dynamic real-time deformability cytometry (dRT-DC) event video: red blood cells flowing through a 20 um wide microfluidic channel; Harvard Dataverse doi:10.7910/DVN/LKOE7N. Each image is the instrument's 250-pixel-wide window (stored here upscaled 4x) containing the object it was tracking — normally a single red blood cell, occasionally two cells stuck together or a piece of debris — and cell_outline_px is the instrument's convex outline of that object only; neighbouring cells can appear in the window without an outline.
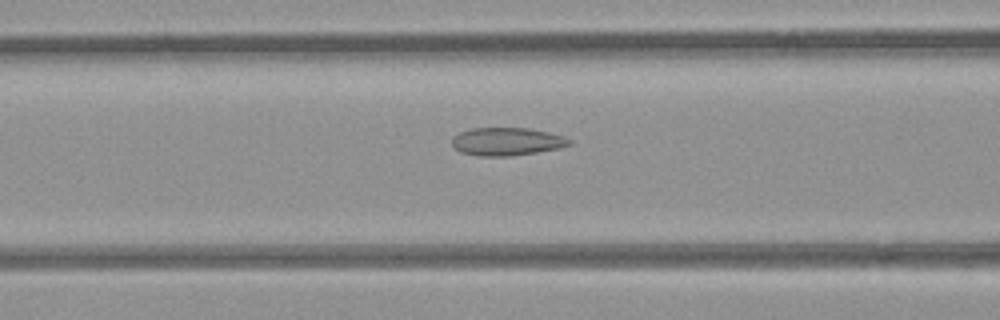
{"species": "common noctule bat (a hibernating species)", "species_latin": "Nyctalus noctula", "temperature_condition": "room temperature", "stored_images_in_passage": 43, "camera_frame_rate_fps": 3000, "um_per_image_px": 0.085, "animal": {"sex": "female", "body_mass_g": 21.9}, "frame": {"image": 1, "passage_image": 11, "time_ms": 3.333, "image_size_px": [1000, 320], "cell_outline_px": [[572, 144], [560, 148], [536, 152], [508, 156], [480, 156], [460, 152], [452, 144], [452, 136], [460, 132], [472, 128], [528, 128], [548, 132], [564, 136], [572, 140]], "centroid_in_image_um": [43.09, 12.03], "position_along_channel_um": 123.5, "area_um2": 19.13}}
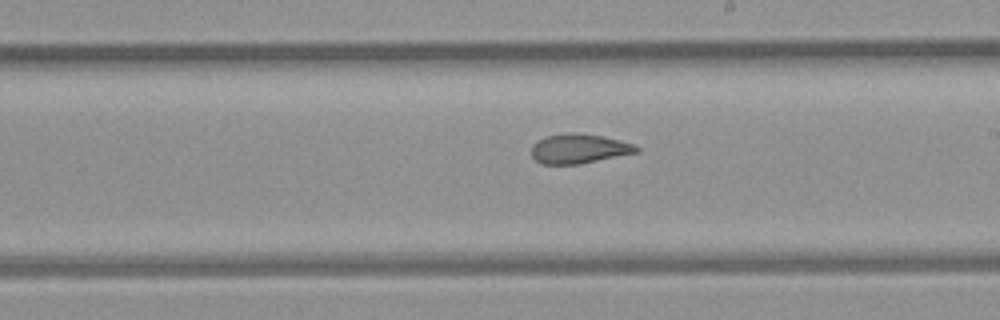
{"frame": {"image": 2, "passage_image": 20, "time_ms": 6.333, "image_size_px": [1000, 320], "cell_outline_px": [[640, 152], [580, 164], [540, 164], [532, 156], [532, 144], [536, 140], [548, 136], [572, 132], [604, 136], [636, 144], [640, 148]], "centroid_in_image_um": [49.25, 12.64], "position_along_channel_um": 239.7, "area_um2": 18.26}}
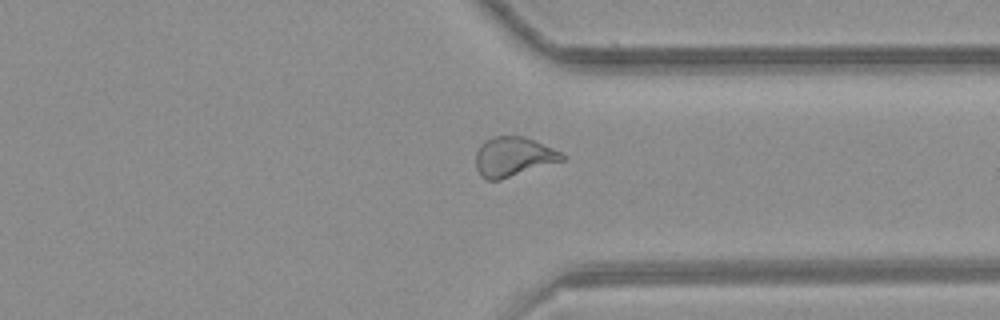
{"frame": {"image": 3, "passage_image": 30, "time_ms": 9.667, "image_size_px": [1000, 320], "cell_outline_px": [[568, 156], [564, 160], [500, 180], [488, 180], [480, 176], [476, 168], [476, 152], [480, 144], [484, 140], [492, 136], [524, 136], [552, 148]], "centroid_in_image_um": [43.61, 13.32], "position_along_channel_um": 367.8, "area_um2": 19.94}, "authors_computed_cell_mechanics": {"area_um2": 19.941, "velocity_mm_per_s": 3.8706, "shape_relaxation_time_tau1_ms": null, "shape_relaxation_time_tau2_ms": 1.8619, "deformation_change_tau1": null, "deformation_change_tau2": 0.0971}}